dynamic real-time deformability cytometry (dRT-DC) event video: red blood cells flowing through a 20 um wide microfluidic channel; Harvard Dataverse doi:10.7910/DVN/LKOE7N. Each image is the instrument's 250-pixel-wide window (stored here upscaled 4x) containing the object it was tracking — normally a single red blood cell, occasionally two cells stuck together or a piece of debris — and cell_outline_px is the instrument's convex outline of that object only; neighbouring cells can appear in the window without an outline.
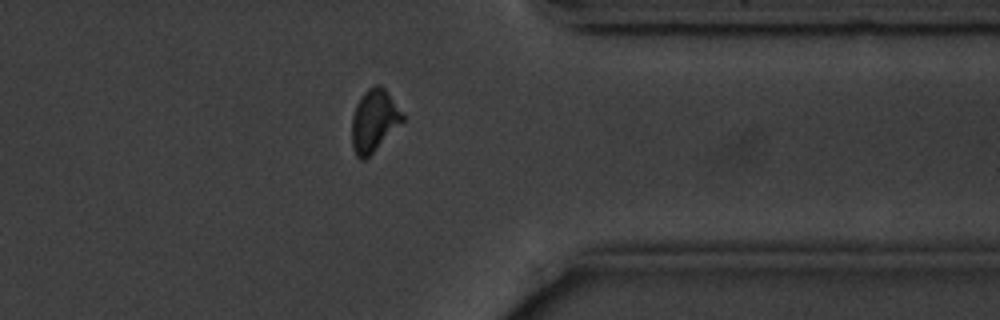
{"species": "common noctule bat (a hibernating species)", "species_latin": "Nyctalus noctula", "temperature_condition": "cold", "stored_images_in_passage": 15, "camera_frame_rate_fps": 3000, "um_per_image_px": 0.085, "animal": {"sex": "male", "body_mass_g": 20.1, "forearm_length_mm": 53.5}, "frame": {"image": 1, "passage_image": 13, "time_ms": 14.333, "image_size_px": [1000, 320], "cell_outline_px": [[404, 120], [364, 160], [360, 160], [356, 156], [352, 148], [352, 116], [356, 104], [360, 96], [368, 88], [376, 84], [380, 84], [384, 88], [404, 116]], "centroid_in_image_um": [31.75, 10.24], "position_along_channel_um": 379.6, "area_um2": 18.03}}
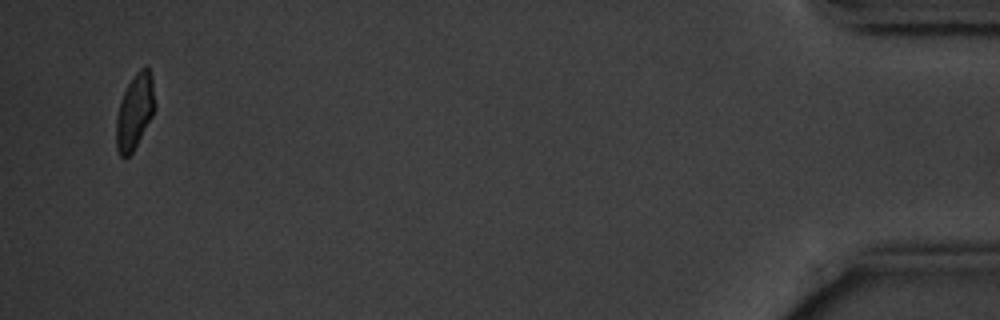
{"frame": {"image": 2, "passage_image": 15, "time_ms": 17.667, "image_size_px": [1000, 320], "cell_outline_px": [[156, 108], [152, 116], [132, 152], [128, 156], [120, 156], [116, 148], [116, 120], [120, 100], [132, 76], [144, 64], [148, 68], [152, 76], [156, 104]], "centroid_in_image_um": [11.47, 9.43], "position_along_channel_um": 423.7, "area_um2": 16.99}, "authors_computed_cell_mechanics": {"area_um2": 18.6694, "velocity_mm_per_s": 3.5832, "shape_relaxation_time_tau1_ms": 2.6051, "shape_relaxation_time_tau2_ms": null, "deformation_change_tau1": 0.0842, "deformation_change_tau2": null}}